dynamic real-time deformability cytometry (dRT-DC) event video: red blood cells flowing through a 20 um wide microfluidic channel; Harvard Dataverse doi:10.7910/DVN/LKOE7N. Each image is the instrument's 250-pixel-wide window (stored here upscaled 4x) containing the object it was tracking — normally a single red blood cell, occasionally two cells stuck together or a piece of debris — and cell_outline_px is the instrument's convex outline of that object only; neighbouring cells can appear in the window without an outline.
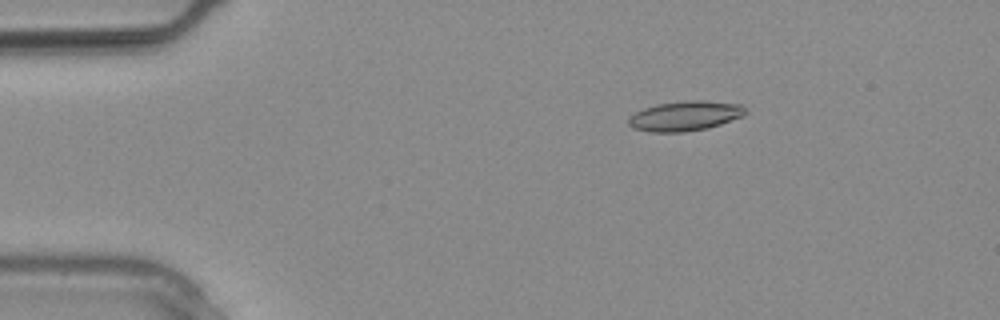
{"species": "common noctule bat (a hibernating species)", "species_latin": "Nyctalus noctula", "temperature_condition": "warm", "stored_images_in_passage": 11, "camera_frame_rate_fps": 3000, "um_per_image_px": 0.085, "animal": {"sex": "male", "body_mass_g": 20.4}, "frame": {"image": 1, "passage_image": 2, "time_ms": 0.333, "image_size_px": [1000, 320], "cell_outline_px": [[748, 112], [744, 116], [708, 128], [684, 132], [652, 132], [632, 128], [628, 124], [628, 116], [644, 108], [656, 104], [688, 100], [704, 100], [740, 104]], "centroid_in_image_um": [58.22, 9.85], "position_along_channel_um": 26.8, "area_um2": 20.46}}
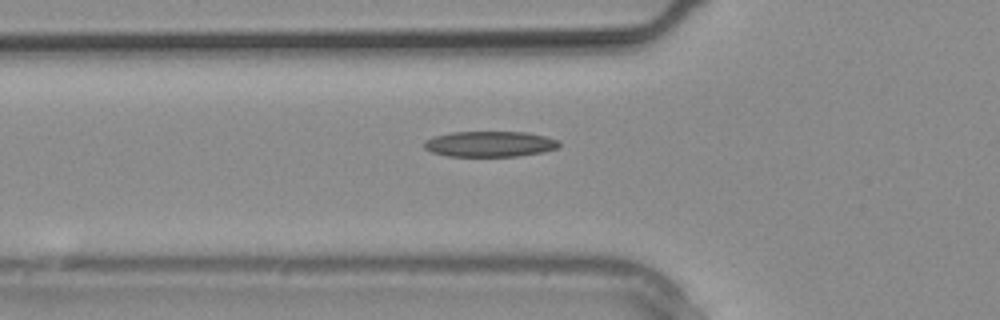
{"frame": {"image": 2, "passage_image": 7, "time_ms": 2.0, "image_size_px": [1000, 320], "cell_outline_px": [[560, 144], [556, 148], [544, 152], [516, 156], [448, 156], [432, 152], [424, 148], [424, 140], [436, 136], [452, 132], [524, 132], [544, 136], [556, 140]], "centroid_in_image_um": [41.61, 12.24], "position_along_channel_um": 84.2, "area_um2": 19.94}}